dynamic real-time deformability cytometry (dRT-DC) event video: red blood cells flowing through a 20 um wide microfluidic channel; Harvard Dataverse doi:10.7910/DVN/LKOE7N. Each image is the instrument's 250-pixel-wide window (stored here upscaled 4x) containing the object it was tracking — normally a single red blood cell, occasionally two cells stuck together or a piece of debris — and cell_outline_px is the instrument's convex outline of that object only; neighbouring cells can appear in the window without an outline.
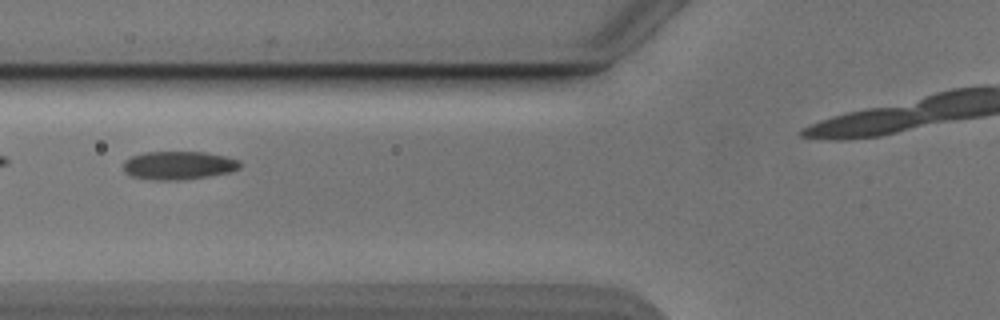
{"species": "Egyptian fruit bat (a non-hibernating species)", "species_latin": "Rousettus aegyptiacus", "temperature_condition": "cold", "stored_images_in_passage": 30, "camera_frame_rate_fps": 3000, "um_per_image_px": 0.085, "animal": {"sex": "male"}, "frame": {"image": 1, "passage_image": 5, "time_ms": 1.333, "image_size_px": [1000, 320], "cell_outline_px": [[240, 168], [228, 172], [180, 180], [156, 180], [132, 176], [124, 172], [124, 160], [132, 156], [144, 152], [204, 152], [224, 156], [240, 160]], "centroid_in_image_um": [15.15, 14.05], "position_along_channel_um": 110.7, "area_um2": 19.02}}